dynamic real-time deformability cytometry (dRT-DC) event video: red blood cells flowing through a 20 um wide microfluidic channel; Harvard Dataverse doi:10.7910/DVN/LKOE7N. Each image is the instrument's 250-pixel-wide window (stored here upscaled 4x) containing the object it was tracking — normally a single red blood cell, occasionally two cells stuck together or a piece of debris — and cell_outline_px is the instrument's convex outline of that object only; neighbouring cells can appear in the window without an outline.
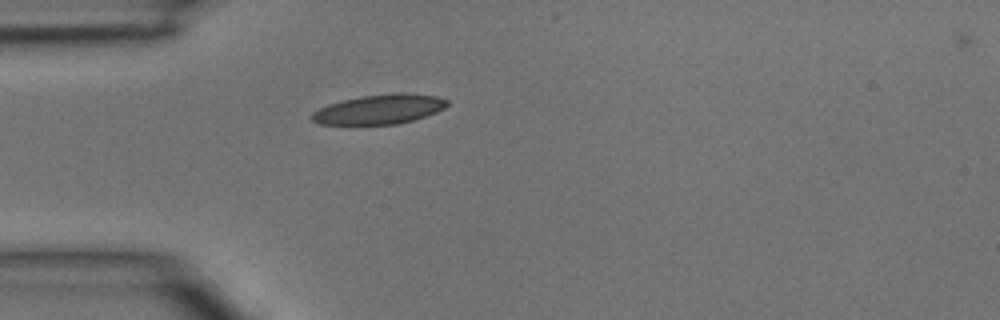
{"species": "common noctule bat (a hibernating species)", "species_latin": "Nyctalus noctula", "temperature_condition": "room temperature", "stored_images_in_passage": 1, "camera_frame_rate_fps": 3000, "um_per_image_px": 0.085, "animal": {"sex": "male", "body_mass_g": 15.6}, "frame": {"image": 1, "passage_image": 1, "time_ms": 0.0, "image_size_px": [1000, 320], "cell_outline_px": [[448, 104], [444, 108], [436, 112], [412, 120], [396, 124], [320, 124], [312, 120], [312, 112], [328, 104], [360, 96], [392, 92], [404, 92], [436, 96], [448, 100]], "centroid_in_image_um": [32.26, 9.27], "position_along_channel_um": 52.7, "area_um2": 23.24}}